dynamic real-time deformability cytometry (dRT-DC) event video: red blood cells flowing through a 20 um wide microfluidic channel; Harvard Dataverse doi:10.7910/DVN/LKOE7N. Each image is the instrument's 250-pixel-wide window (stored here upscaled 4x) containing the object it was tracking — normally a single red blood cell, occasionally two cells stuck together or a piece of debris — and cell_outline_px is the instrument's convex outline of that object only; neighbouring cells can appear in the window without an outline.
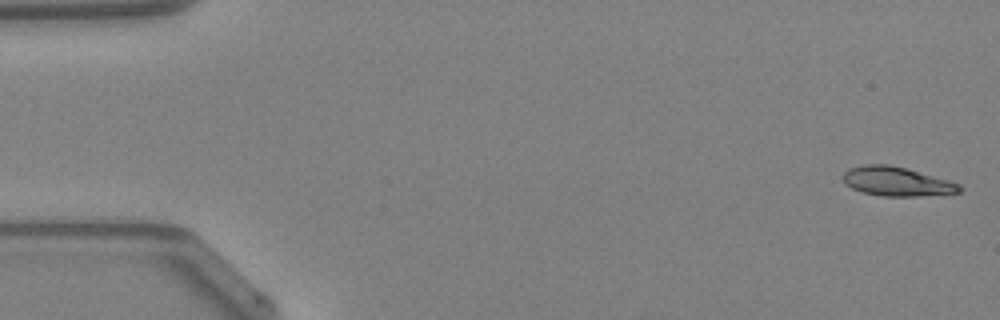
{"species": "Egyptian fruit bat (a non-hibernating species)", "species_latin": "Rousettus aegyptiacus", "temperature_condition": "warm", "stored_images_in_passage": 15, "camera_frame_rate_fps": 3000, "um_per_image_px": 0.085, "animal": {"sex": "female"}, "frame": {"image": 1, "passage_image": 1, "time_ms": 0.0, "image_size_px": [1000, 320], "cell_outline_px": [[964, 188], [960, 192], [920, 196], [880, 196], [864, 192], [852, 188], [844, 184], [844, 172], [848, 168], [864, 164], [888, 164], [904, 168], [948, 180], [960, 184]], "centroid_in_image_um": [76.21, 15.43], "position_along_channel_um": 8.8, "area_um2": 19.65}}
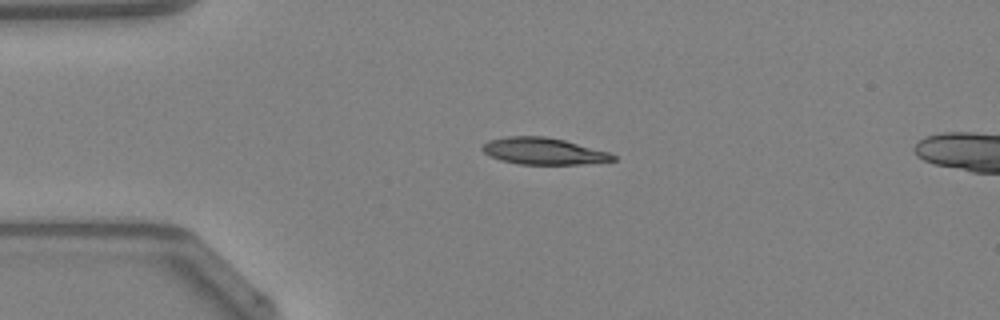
{"frame": {"image": 2, "passage_image": 11, "time_ms": 3.333, "image_size_px": [1000, 320], "cell_outline_px": [[616, 160], [580, 164], [520, 164], [500, 160], [484, 152], [480, 148], [488, 140], [504, 136], [544, 136], [564, 140], [608, 152], [616, 156]], "centroid_in_image_um": [46.16, 12.84], "position_along_channel_um": 38.8, "area_um2": 20.17}}